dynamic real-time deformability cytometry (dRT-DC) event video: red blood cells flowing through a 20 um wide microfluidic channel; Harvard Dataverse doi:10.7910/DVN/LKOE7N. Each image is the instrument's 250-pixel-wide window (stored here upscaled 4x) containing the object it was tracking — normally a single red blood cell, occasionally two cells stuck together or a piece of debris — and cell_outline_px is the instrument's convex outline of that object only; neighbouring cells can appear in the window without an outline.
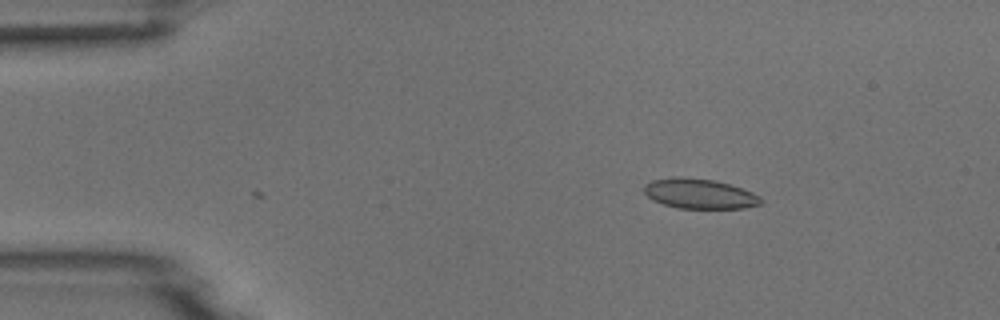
{"species": "common noctule bat (a hibernating species)", "species_latin": "Nyctalus noctula", "temperature_condition": "room temperature", "stored_images_in_passage": 34, "camera_frame_rate_fps": 3000, "um_per_image_px": 0.085, "animal": {"sex": "male", "body_mass_g": 18.8}, "frame": {"image": 1, "passage_image": 1, "time_ms": 0.0, "image_size_px": [1000, 320], "cell_outline_px": [[764, 200], [760, 204], [744, 208], [680, 208], [664, 204], [652, 200], [644, 192], [644, 184], [652, 180], [672, 176], [680, 176], [716, 180], [752, 192], [760, 196]], "centroid_in_image_um": [59.44, 16.45], "position_along_channel_um": 25.6, "area_um2": 20.46}}
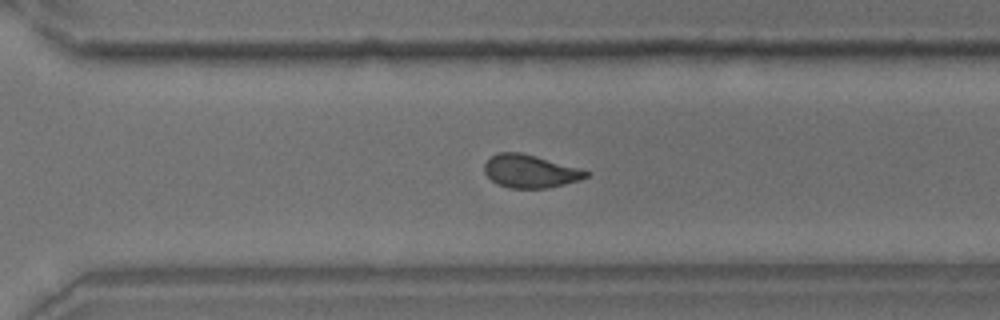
{"frame": {"image": 2, "passage_image": 30, "time_ms": 9.667, "image_size_px": [1000, 320], "cell_outline_px": [[592, 172], [588, 176], [580, 180], [548, 188], [512, 188], [496, 184], [484, 172], [484, 164], [496, 152], [520, 152], [536, 156], [580, 168]], "centroid_in_image_um": [45.08, 14.55], "position_along_channel_um": 325.5, "area_um2": 19.59}}
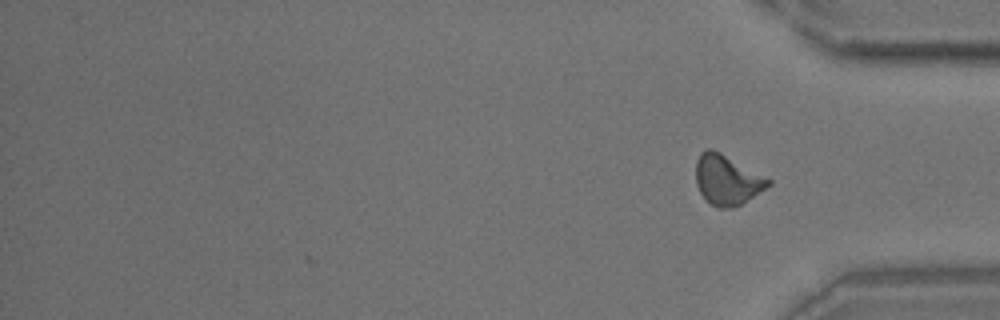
{"frame": {"image": 3, "passage_image": 34, "time_ms": 11.0, "image_size_px": [1000, 320], "cell_outline_px": [[772, 184], [740, 204], [732, 208], [720, 208], [704, 200], [696, 184], [696, 160], [700, 152], [708, 148], [712, 148], [720, 152], [772, 180]], "centroid_in_image_um": [61.77, 15.28], "position_along_channel_um": 373.4, "area_um2": 20.98}}